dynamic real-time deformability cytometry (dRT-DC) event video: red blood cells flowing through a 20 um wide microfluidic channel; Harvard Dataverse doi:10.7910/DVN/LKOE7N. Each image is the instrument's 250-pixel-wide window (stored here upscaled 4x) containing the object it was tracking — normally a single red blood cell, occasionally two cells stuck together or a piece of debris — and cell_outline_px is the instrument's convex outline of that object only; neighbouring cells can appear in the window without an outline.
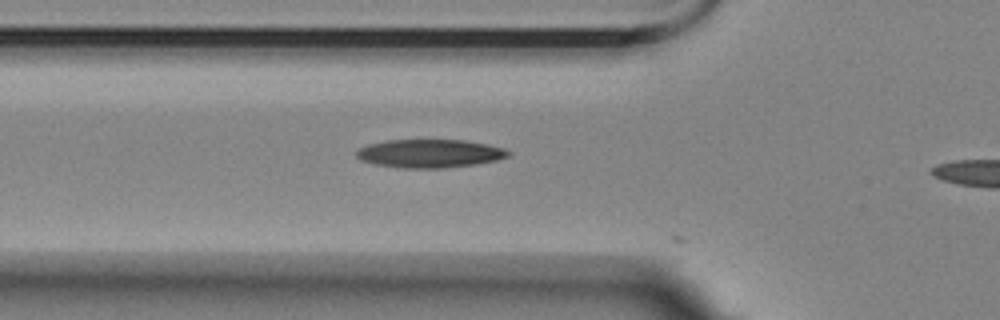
{"species": "Egyptian fruit bat (a non-hibernating species)", "species_latin": "Rousettus aegyptiacus", "temperature_condition": "room temperature", "stored_images_in_passage": 7, "camera_frame_rate_fps": 3000, "um_per_image_px": 0.085, "animal": {"sex": "female"}, "frame": {"image": 1, "passage_image": 6, "time_ms": 1.667, "image_size_px": [1000, 320], "cell_outline_px": [[512, 156], [496, 160], [472, 164], [444, 168], [404, 168], [376, 164], [360, 160], [356, 156], [356, 148], [368, 144], [388, 140], [464, 140], [488, 144], [504, 148], [512, 152]], "centroid_in_image_um": [36.53, 13.04], "position_along_channel_um": 89.3, "area_um2": 25.14}}